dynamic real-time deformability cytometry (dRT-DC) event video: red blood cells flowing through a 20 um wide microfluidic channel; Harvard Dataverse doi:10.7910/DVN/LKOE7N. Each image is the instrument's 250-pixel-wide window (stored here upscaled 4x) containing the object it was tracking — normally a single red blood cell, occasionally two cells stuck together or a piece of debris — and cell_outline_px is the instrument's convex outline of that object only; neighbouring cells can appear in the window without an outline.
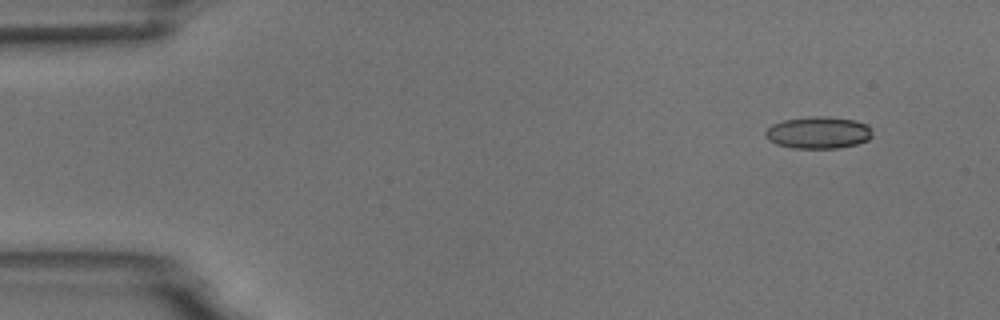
{"species": "common noctule bat (a hibernating species)", "species_latin": "Nyctalus noctula", "temperature_condition": "room temperature", "stored_images_in_passage": 4, "camera_frame_rate_fps": 3000, "um_per_image_px": 0.085, "animal": {"sex": "male", "body_mass_g": 18.8}, "frame": {"image": 1, "passage_image": 1, "time_ms": 0.0, "image_size_px": [1000, 320], "cell_outline_px": [[872, 136], [868, 140], [856, 144], [836, 148], [792, 148], [776, 144], [768, 140], [764, 136], [764, 132], [772, 124], [784, 120], [812, 116], [828, 116], [856, 120], [868, 124], [872, 128]], "centroid_in_image_um": [69.57, 11.26], "position_along_channel_um": 15.4, "area_um2": 20.17}}
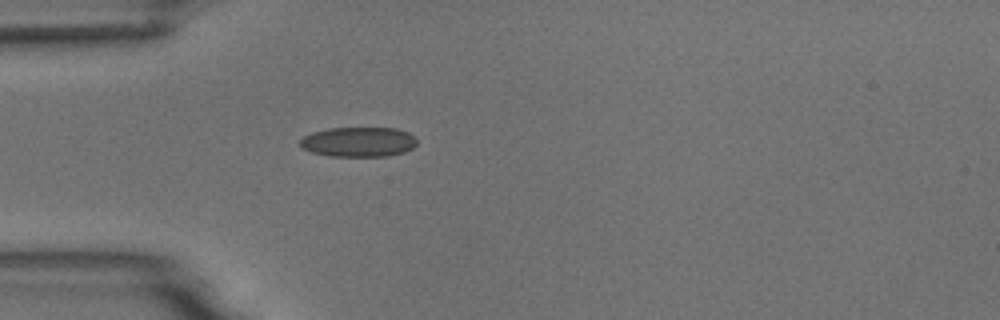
{"frame": {"image": 2, "passage_image": 4, "time_ms": 3.667, "image_size_px": [1000, 320], "cell_outline_px": [[416, 144], [412, 148], [404, 152], [388, 156], [328, 156], [312, 152], [300, 148], [300, 140], [304, 136], [312, 132], [328, 128], [396, 128], [408, 132], [416, 140]], "centroid_in_image_um": [30.44, 12.06], "position_along_channel_um": 54.6, "area_um2": 20.35}}